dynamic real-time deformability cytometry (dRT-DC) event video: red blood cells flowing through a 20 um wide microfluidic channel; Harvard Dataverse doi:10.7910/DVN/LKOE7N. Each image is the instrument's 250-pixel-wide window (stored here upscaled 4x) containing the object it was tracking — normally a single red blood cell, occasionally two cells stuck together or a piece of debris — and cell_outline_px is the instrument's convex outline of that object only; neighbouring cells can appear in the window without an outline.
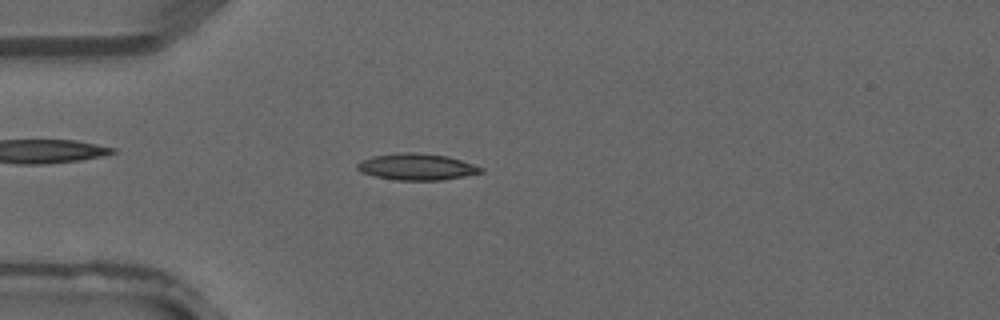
{"species": "common noctule bat (a hibernating species)", "species_latin": "Nyctalus noctula", "temperature_condition": "warm", "stored_images_in_passage": 2, "camera_frame_rate_fps": 3000, "um_per_image_px": 0.085, "animal": {"sex": "male", "forearm_length_mm": 52.5}, "frame": {"image": 1, "passage_image": 2, "time_ms": 0.333, "image_size_px": [1000, 320], "cell_outline_px": [[484, 172], [464, 176], [440, 180], [396, 180], [376, 176], [360, 172], [356, 168], [356, 164], [372, 156], [396, 152], [416, 152], [448, 156], [484, 168]], "centroid_in_image_um": [35.41, 14.17], "position_along_channel_um": 49.6, "area_um2": 19.07}}